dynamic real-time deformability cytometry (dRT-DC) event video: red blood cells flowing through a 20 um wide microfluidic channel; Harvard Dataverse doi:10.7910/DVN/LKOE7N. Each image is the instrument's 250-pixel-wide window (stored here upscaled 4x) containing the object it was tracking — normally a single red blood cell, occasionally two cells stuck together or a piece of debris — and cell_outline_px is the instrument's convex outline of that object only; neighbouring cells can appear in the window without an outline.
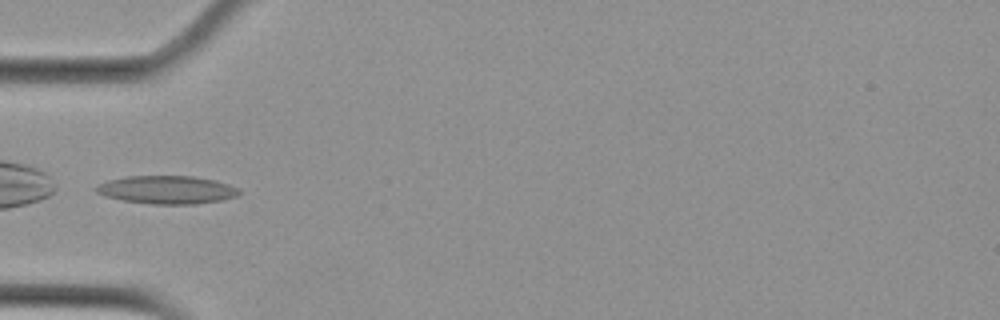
{"species": "Egyptian fruit bat (a non-hibernating species)", "species_latin": "Rousettus aegyptiacus", "temperature_condition": "cold", "stored_images_in_passage": 1, "camera_frame_rate_fps": 3000, "um_per_image_px": 0.085, "animal": {"sex": "female"}, "frame": {"image": 1, "passage_image": 1, "time_ms": 0.0, "image_size_px": [1000, 320], "cell_outline_px": [[240, 192], [236, 196], [220, 200], [196, 204], [152, 204], [124, 200], [104, 196], [96, 192], [92, 188], [96, 184], [108, 180], [124, 176], [192, 176], [216, 180], [228, 184], [236, 188]], "centroid_in_image_um": [14.12, 16.12], "position_along_channel_um": 70.9, "area_um2": 23.47}}